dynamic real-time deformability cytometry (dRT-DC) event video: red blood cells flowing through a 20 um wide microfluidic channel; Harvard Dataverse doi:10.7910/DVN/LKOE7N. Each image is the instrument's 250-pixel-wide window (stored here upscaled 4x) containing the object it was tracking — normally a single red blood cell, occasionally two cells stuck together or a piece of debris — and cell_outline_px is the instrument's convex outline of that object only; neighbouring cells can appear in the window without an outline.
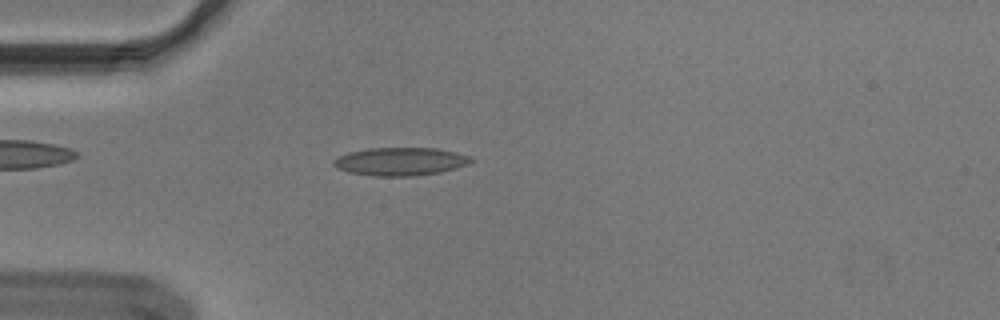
{"species": "Egyptian fruit bat (a non-hibernating species)", "species_latin": "Rousettus aegyptiacus", "temperature_condition": "cold", "stored_images_in_passage": 53, "camera_frame_rate_fps": 3000, "um_per_image_px": 0.085, "animal": {"sex": "male"}, "frame": {"image": 1, "passage_image": 14, "time_ms": 4.333, "image_size_px": [1000, 320], "cell_outline_px": [[476, 160], [468, 164], [456, 168], [440, 172], [416, 176], [372, 176], [348, 172], [336, 168], [332, 164], [332, 160], [336, 156], [348, 152], [368, 148], [436, 148], [456, 152], [468, 156]], "centroid_in_image_um": [33.99, 13.73], "position_along_channel_um": 51.0, "area_um2": 22.77}}
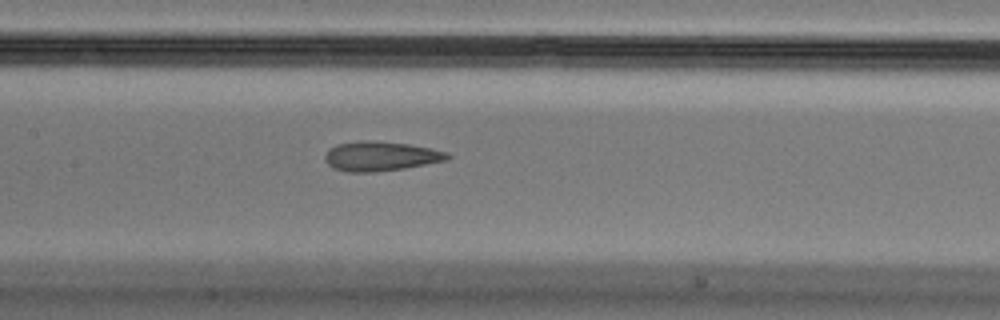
{"frame": {"image": 2, "passage_image": 25, "time_ms": 8.0, "image_size_px": [1000, 320], "cell_outline_px": [[452, 156], [448, 160], [404, 168], [376, 172], [344, 172], [332, 168], [324, 160], [324, 156], [328, 148], [336, 144], [360, 140], [372, 140], [408, 144], [432, 148], [448, 152]], "centroid_in_image_um": [32.33, 13.27], "position_along_channel_um": 175.1, "area_um2": 21.44}}
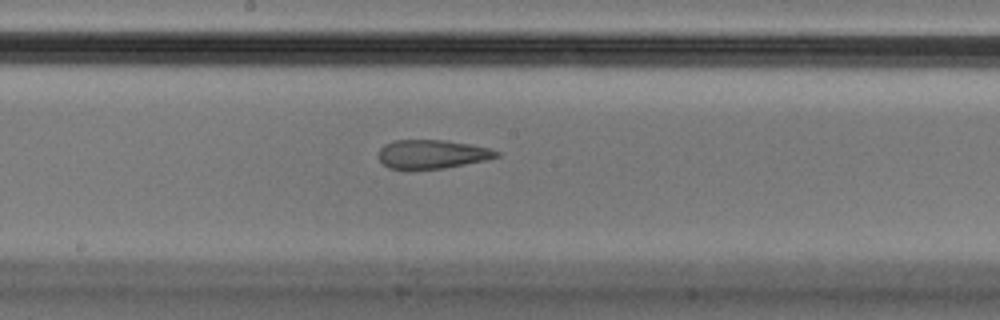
{"frame": {"image": 3, "passage_image": 28, "time_ms": 9.0, "image_size_px": [1000, 320], "cell_outline_px": [[500, 156], [488, 160], [444, 168], [408, 172], [388, 168], [380, 160], [380, 148], [384, 144], [392, 140], [444, 140], [468, 144], [488, 148], [500, 152]], "centroid_in_image_um": [36.69, 13.14], "position_along_channel_um": 211.5, "area_um2": 20.35}, "authors_computed_cell_mechanics": {"area_um2": 21.3282, "velocity_mm_per_s": 3.6542, "shape_relaxation_time_tau1_ms": null, "shape_relaxation_time_tau2_ms": 2.1826, "deformation_change_tau1": null, "deformation_change_tau2": 0.118}}